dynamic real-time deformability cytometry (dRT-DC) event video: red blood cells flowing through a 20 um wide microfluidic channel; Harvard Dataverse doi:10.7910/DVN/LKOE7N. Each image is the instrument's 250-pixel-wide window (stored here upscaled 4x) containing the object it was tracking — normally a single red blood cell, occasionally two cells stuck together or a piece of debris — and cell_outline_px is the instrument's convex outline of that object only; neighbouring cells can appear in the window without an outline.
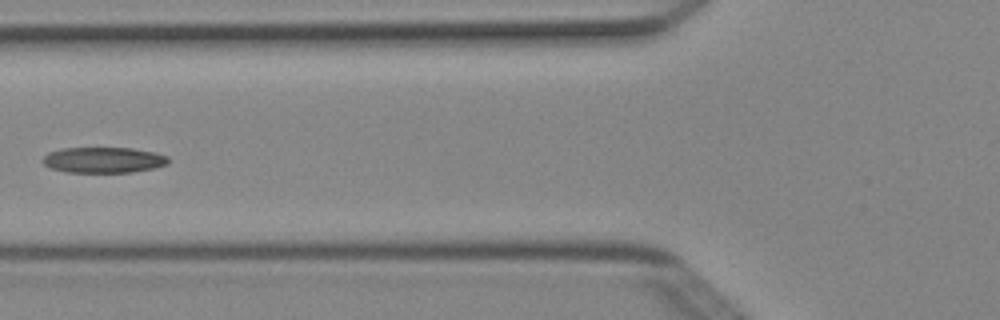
{"species": "Egyptian fruit bat (a non-hibernating species)", "species_latin": "Rousettus aegyptiacus", "temperature_condition": "cold", "stored_images_in_passage": 6, "camera_frame_rate_fps": 3000, "um_per_image_px": 0.085, "animal": {"sex": "female"}, "frame": {"image": 1, "passage_image": 6, "time_ms": 1.667, "image_size_px": [1000, 320], "cell_outline_px": [[168, 164], [156, 168], [132, 172], [64, 172], [48, 168], [44, 164], [44, 156], [48, 152], [60, 148], [132, 148], [156, 152], [168, 156]], "centroid_in_image_um": [8.81, 13.6], "position_along_channel_um": 117.0, "area_um2": 19.02}}